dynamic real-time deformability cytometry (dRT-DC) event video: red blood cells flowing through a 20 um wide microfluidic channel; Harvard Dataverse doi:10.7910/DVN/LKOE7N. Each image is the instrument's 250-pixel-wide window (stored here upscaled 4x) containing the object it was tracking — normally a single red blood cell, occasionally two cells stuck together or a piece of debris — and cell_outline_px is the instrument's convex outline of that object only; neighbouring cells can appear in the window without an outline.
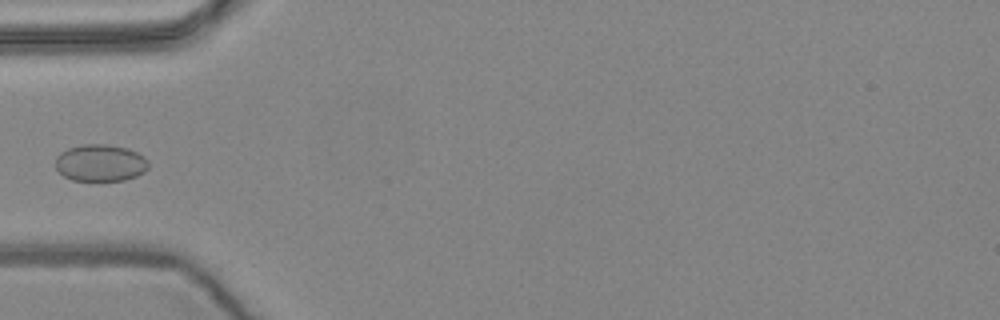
{"species": "common noctule bat (a hibernating species)", "species_latin": "Nyctalus noctula", "temperature_condition": "warm", "stored_images_in_passage": 4, "camera_frame_rate_fps": 3000, "um_per_image_px": 0.085, "animal": {"sex": "female", "body_mass_g": 24.6, "forearm_length_mm": 56.2}, "frame": {"image": 1, "passage_image": 4, "time_ms": 1.0, "image_size_px": [1000, 320], "cell_outline_px": [[148, 168], [144, 172], [136, 176], [124, 180], [72, 180], [64, 176], [56, 168], [56, 156], [60, 152], [68, 148], [80, 144], [108, 144], [128, 148], [144, 156], [148, 160]], "centroid_in_image_um": [8.53, 13.83], "position_along_channel_um": 76.5, "area_um2": 20.11}}